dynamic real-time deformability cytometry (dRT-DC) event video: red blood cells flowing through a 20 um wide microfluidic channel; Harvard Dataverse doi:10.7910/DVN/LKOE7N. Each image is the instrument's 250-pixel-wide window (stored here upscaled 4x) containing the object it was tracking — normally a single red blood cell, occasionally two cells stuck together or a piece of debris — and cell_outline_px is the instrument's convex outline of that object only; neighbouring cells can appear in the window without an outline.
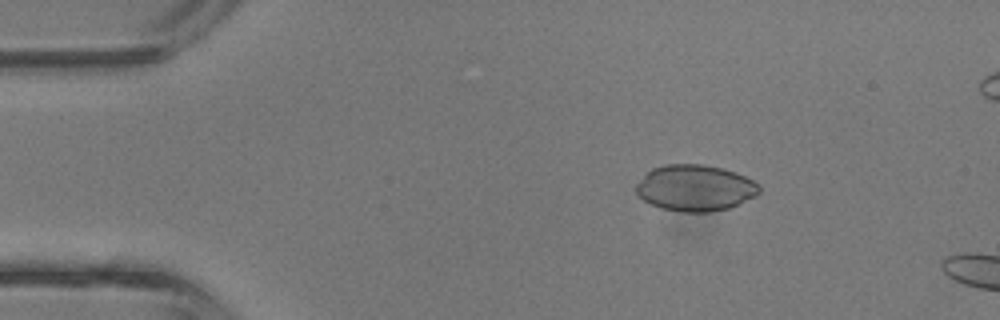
{"species": "common noctule bat (a hibernating species)", "species_latin": "Nyctalus noctula", "temperature_condition": "room temperature", "stored_images_in_passage": 5, "camera_frame_rate_fps": 3000, "um_per_image_px": 0.085, "animal": {"sex": "male", "body_mass_g": 13.3}, "frame": {"image": 1, "passage_image": 2, "time_ms": 0.333, "image_size_px": [1000, 320], "cell_outline_px": [[760, 192], [756, 196], [728, 208], [712, 212], [680, 212], [664, 208], [652, 204], [644, 200], [636, 192], [636, 184], [652, 168], [664, 164], [704, 164], [736, 172], [752, 180], [760, 188]], "centroid_in_image_um": [59.09, 15.97], "position_along_channel_um": 25.9, "area_um2": 32.95}}